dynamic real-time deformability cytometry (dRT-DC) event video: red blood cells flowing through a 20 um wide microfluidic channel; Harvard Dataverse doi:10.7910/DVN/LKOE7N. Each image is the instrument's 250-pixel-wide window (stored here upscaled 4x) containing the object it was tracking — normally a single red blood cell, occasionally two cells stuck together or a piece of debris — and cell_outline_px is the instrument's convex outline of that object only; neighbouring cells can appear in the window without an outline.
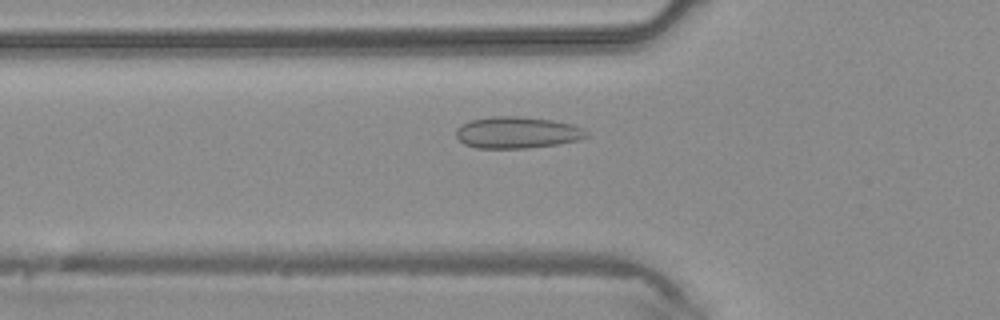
{"species": "common noctule bat (a hibernating species)", "species_latin": "Nyctalus noctula", "temperature_condition": "warm", "stored_images_in_passage": 38, "camera_frame_rate_fps": 3000, "um_per_image_px": 0.085, "animal": {"sex": "male", "body_mass_g": 20.4}, "frame": {"image": 1, "passage_image": 11, "time_ms": 3.333, "image_size_px": [1000, 320], "cell_outline_px": [[588, 136], [580, 140], [560, 144], [528, 148], [476, 148], [464, 144], [456, 136], [456, 128], [472, 120], [492, 116], [516, 116], [552, 120], [572, 124], [584, 128], [588, 132]], "centroid_in_image_um": [44.0, 11.27], "position_along_channel_um": 81.8, "area_um2": 24.1}}
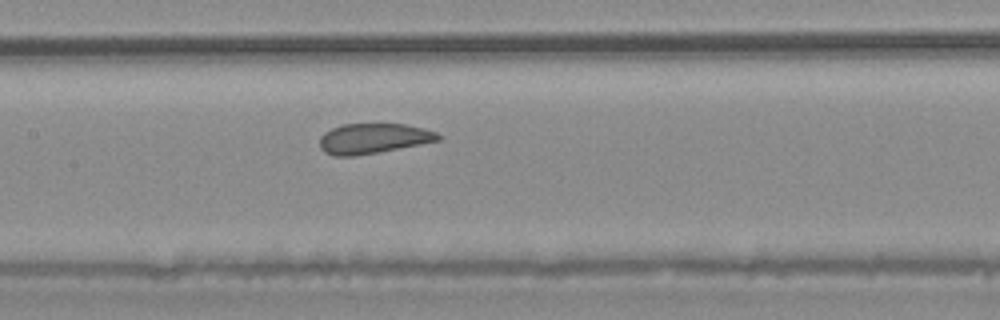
{"frame": {"image": 2, "passage_image": 17, "time_ms": 5.333, "image_size_px": [1000, 320], "cell_outline_px": [[444, 136], [440, 140], [420, 144], [356, 156], [332, 156], [324, 152], [320, 148], [320, 136], [324, 132], [332, 128], [344, 124], [404, 124], [424, 128], [436, 132]], "centroid_in_image_um": [31.72, 11.77], "position_along_channel_um": 175.7, "area_um2": 20.87}}
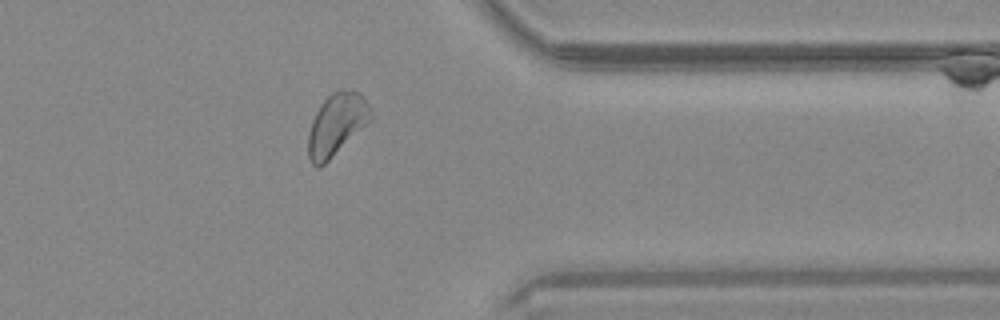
{"frame": {"image": 3, "passage_image": 31, "time_ms": 10.0, "image_size_px": [1000, 320], "cell_outline_px": [[372, 120], [368, 124], [320, 168], [316, 168], [312, 164], [308, 156], [308, 136], [312, 120], [320, 104], [332, 92], [340, 88], [352, 88], [360, 92], [364, 96], [372, 108]], "centroid_in_image_um": [28.65, 10.54], "position_along_channel_um": 382.8, "area_um2": 23.12}}